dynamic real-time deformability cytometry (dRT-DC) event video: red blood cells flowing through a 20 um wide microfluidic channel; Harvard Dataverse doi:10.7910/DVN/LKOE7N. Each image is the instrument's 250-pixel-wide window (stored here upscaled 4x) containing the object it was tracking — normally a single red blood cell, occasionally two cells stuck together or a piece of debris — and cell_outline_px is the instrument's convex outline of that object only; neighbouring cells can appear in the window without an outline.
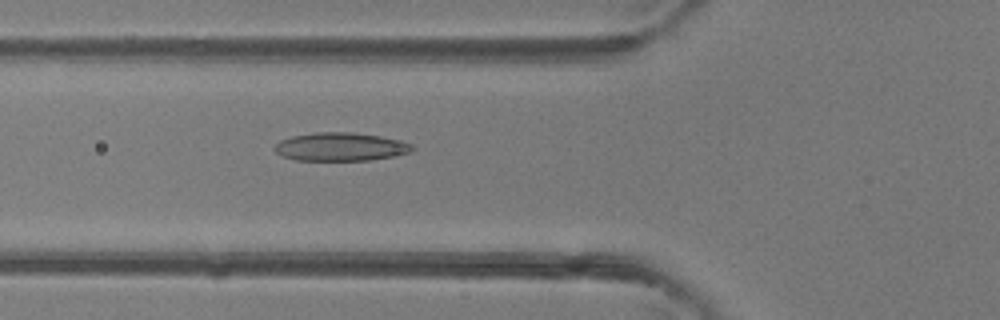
{"species": "common noctule bat (a hibernating species)", "species_latin": "Nyctalus noctula", "temperature_condition": "room temperature", "stored_images_in_passage": 35, "camera_frame_rate_fps": 3000, "um_per_image_px": 0.085, "animal": {"sex": "female"}, "frame": {"image": 1, "passage_image": 6, "time_ms": 1.667, "image_size_px": [1000, 320], "cell_outline_px": [[416, 148], [412, 152], [372, 160], [296, 160], [284, 156], [276, 152], [272, 148], [280, 140], [292, 136], [316, 132], [352, 132], [380, 136], [400, 140], [412, 144]], "centroid_in_image_um": [28.97, 12.47], "position_along_channel_um": 96.8, "area_um2": 22.77}}
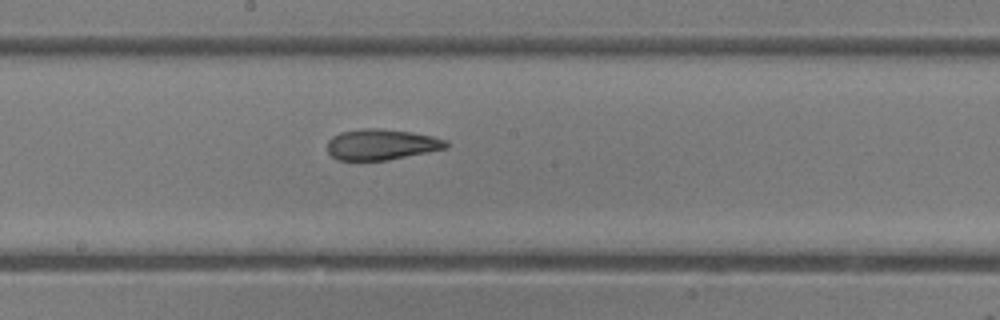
{"frame": {"image": 2, "passage_image": 14, "time_ms": 4.333, "image_size_px": [1000, 320], "cell_outline_px": [[448, 148], [388, 160], [336, 160], [328, 152], [328, 140], [332, 136], [340, 132], [364, 128], [380, 128], [412, 132], [432, 136], [448, 140]], "centroid_in_image_um": [32.43, 12.28], "position_along_channel_um": 215.8, "area_um2": 21.44}}
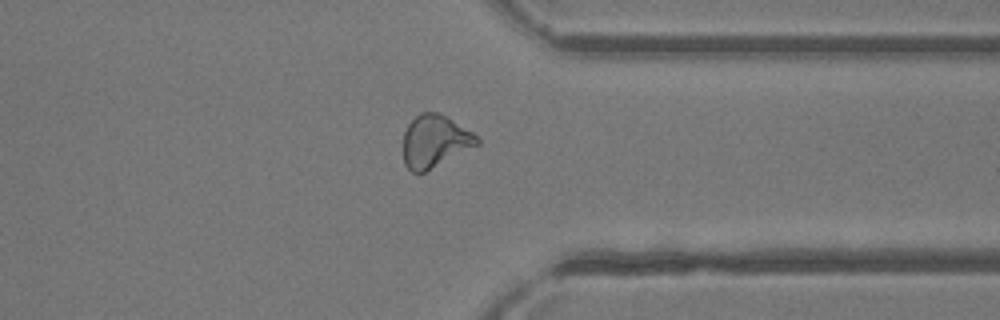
{"frame": {"image": 3, "passage_image": 25, "time_ms": 8.0, "image_size_px": [1000, 320], "cell_outline_px": [[480, 144], [424, 172], [412, 172], [404, 164], [404, 132], [408, 124], [420, 112], [440, 112], [472, 132], [480, 140]], "centroid_in_image_um": [36.96, 11.99], "position_along_channel_um": 374.4, "area_um2": 22.37}}